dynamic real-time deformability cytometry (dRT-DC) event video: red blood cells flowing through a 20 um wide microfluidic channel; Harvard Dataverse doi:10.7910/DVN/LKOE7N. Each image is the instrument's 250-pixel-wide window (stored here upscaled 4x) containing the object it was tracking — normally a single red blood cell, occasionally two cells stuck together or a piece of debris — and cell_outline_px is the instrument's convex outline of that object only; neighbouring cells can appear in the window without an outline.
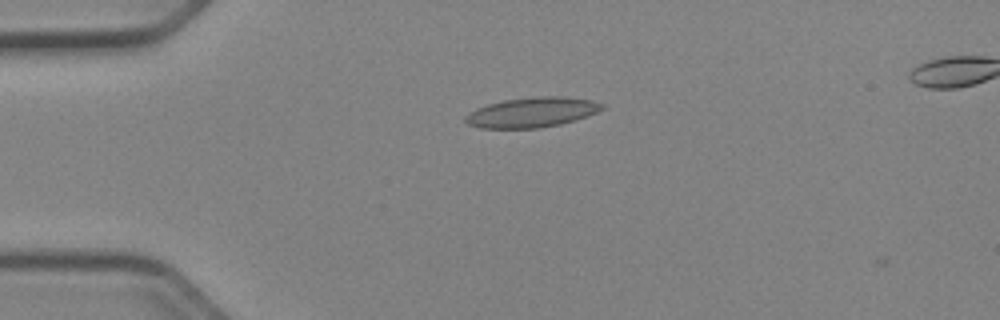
{"species": "Egyptian fruit bat (a non-hibernating species)", "species_latin": "Rousettus aegyptiacus", "temperature_condition": "cold", "stored_images_in_passage": 4, "camera_frame_rate_fps": 3000, "um_per_image_px": 0.085, "animal": {"sex": "female"}, "frame": {"image": 1, "passage_image": 1, "time_ms": 0.0, "image_size_px": [1000, 320], "cell_outline_px": [[604, 108], [596, 112], [560, 124], [536, 128], [480, 128], [468, 124], [464, 120], [464, 116], [468, 112], [476, 108], [488, 104], [504, 100], [536, 96], [564, 96], [592, 100], [604, 104]], "centroid_in_image_um": [45.17, 9.54], "position_along_channel_um": 39.8, "area_um2": 23.76}}